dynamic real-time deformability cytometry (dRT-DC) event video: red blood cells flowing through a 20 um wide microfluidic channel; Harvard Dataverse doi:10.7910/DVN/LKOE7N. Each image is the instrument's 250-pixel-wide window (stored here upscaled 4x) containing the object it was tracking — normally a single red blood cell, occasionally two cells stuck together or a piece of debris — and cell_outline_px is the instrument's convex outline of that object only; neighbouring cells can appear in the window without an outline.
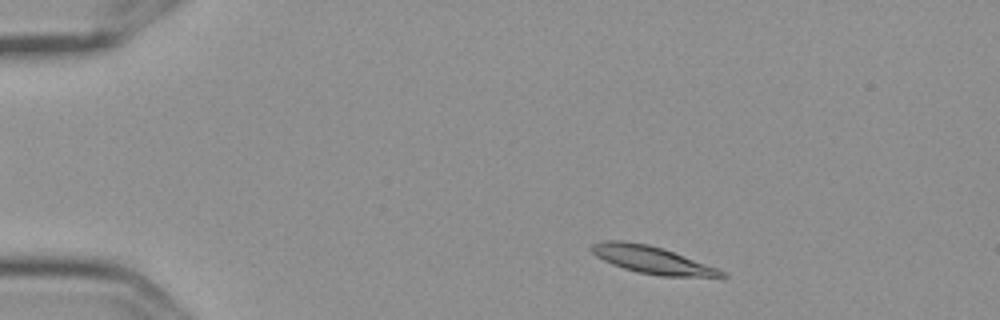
{"species": "Egyptian fruit bat (a non-hibernating species)", "species_latin": "Rousettus aegyptiacus", "temperature_condition": "cold", "stored_images_in_passage": 2, "camera_frame_rate_fps": 3000, "um_per_image_px": 0.085, "frame": {"image": 1, "passage_image": 1, "time_ms": 0.0, "image_size_px": [1000, 320], "cell_outline_px": [[728, 276], [724, 280], [660, 276], [636, 272], [612, 264], [596, 256], [588, 248], [592, 244], [604, 240], [624, 240], [648, 244], [684, 256], [716, 268], [724, 272]], "centroid_in_image_um": [55.52, 22.14], "position_along_channel_um": 29.5, "area_um2": 21.33}}